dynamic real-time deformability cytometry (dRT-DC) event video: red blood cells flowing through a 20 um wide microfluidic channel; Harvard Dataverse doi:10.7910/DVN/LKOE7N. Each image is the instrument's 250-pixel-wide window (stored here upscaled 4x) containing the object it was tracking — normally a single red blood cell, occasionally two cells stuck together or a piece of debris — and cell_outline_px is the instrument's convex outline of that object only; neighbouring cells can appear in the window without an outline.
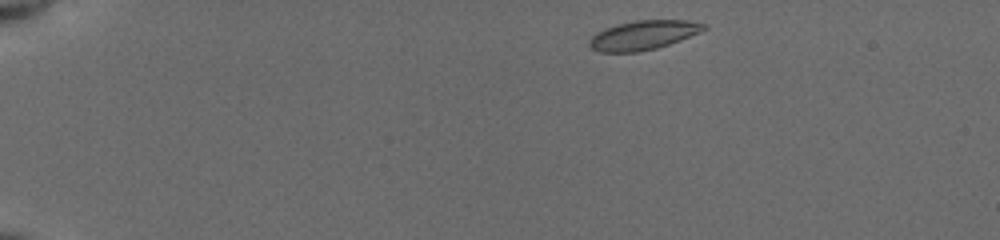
{"species": "common noctule bat (a hibernating species)", "species_latin": "Nyctalus noctula", "temperature_condition": "cold", "stored_images_in_passage": 45, "camera_frame_rate_fps": 3000, "um_per_image_px": 0.085, "animal": {"sex": "female", "body_mass_g": 19.5, "forearm_length_mm": 54.1}, "frame": {"image": 1, "passage_image": 1, "time_ms": 0.0, "image_size_px": [1000, 240], "cell_outline_px": [[708, 28], [700, 32], [680, 40], [656, 48], [636, 52], [600, 52], [592, 48], [588, 44], [588, 40], [596, 32], [604, 28], [616, 24], [636, 20], [688, 20], [708, 24]], "centroid_in_image_um": [54.68, 2.97], "position_along_channel_um": 30.3, "area_um2": 19.59}}
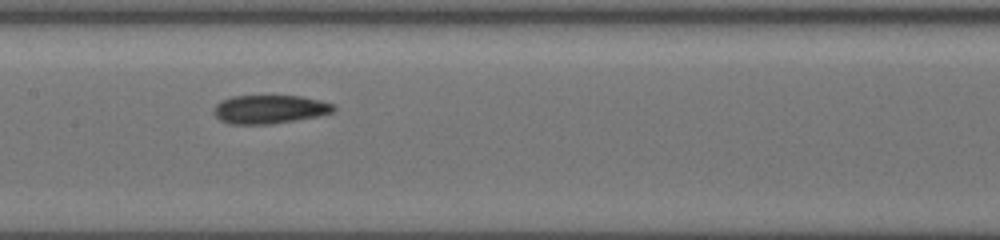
{"frame": {"image": 2, "passage_image": 20, "time_ms": 6.333, "image_size_px": [1000, 240], "cell_outline_px": [[336, 108], [332, 112], [320, 116], [268, 124], [228, 124], [220, 120], [212, 112], [212, 108], [220, 100], [232, 96], [300, 96], [320, 100], [336, 104]], "centroid_in_image_um": [22.9, 9.28], "position_along_channel_um": 184.5, "area_um2": 20.11}}
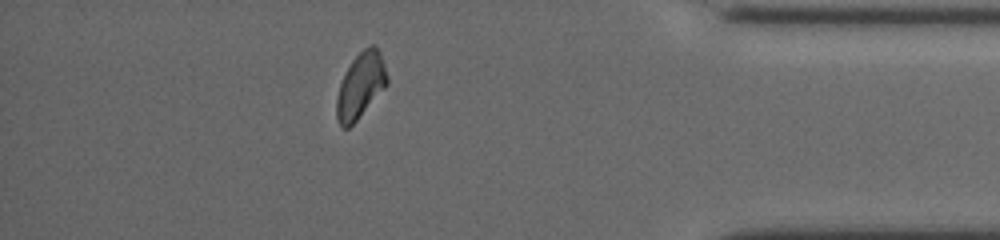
{"frame": {"image": 3, "passage_image": 39, "time_ms": 12.667, "image_size_px": [1000, 240], "cell_outline_px": [[388, 84], [356, 120], [348, 128], [340, 128], [336, 116], [336, 100], [340, 84], [352, 60], [364, 48], [372, 44], [376, 44], [380, 52], [388, 76]], "centroid_in_image_um": [30.65, 7.26], "position_along_channel_um": 404.5, "area_um2": 19.07}, "authors_computed_cell_mechanics": {"area_um2": 19.3052, "velocity_mm_per_s": 3.9174, "shape_relaxation_time_tau1_ms": null, "shape_relaxation_time_tau2_ms": 10.3135, "deformation_change_tau1": null, "deformation_change_tau2": 0.1425}}